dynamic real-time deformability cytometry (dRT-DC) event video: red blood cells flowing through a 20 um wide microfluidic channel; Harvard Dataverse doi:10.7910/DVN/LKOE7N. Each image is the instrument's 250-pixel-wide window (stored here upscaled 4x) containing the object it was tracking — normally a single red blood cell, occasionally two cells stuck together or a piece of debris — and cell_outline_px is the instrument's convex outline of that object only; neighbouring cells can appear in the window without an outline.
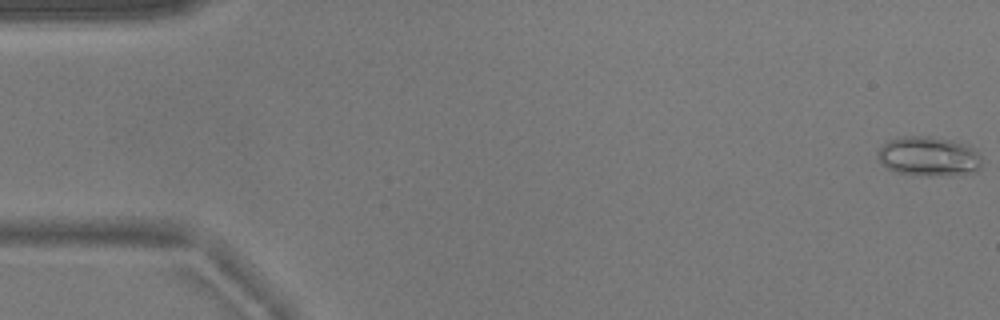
{"species": "common noctule bat (a hibernating species)", "species_latin": "Nyctalus noctula", "temperature_condition": "warm", "stored_images_in_passage": 53, "camera_frame_rate_fps": 3000, "um_per_image_px": 0.085, "animal": {"sex": "male", "body_mass_g": 17.9}, "frame": {"image": 1, "passage_image": 1, "time_ms": 0.0, "image_size_px": [1000, 320], "cell_outline_px": [[980, 168], [976, 172], [928, 176], [896, 172], [888, 168], [876, 156], [876, 152], [888, 140], [904, 136], [928, 136], [952, 140], [968, 144], [980, 156]], "centroid_in_image_um": [78.92, 13.28], "position_along_channel_um": 6.1, "area_um2": 23.81}}
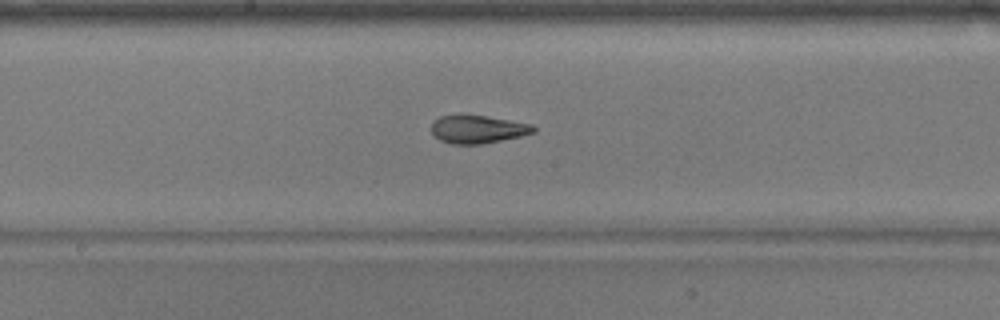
{"frame": {"image": 2, "passage_image": 28, "time_ms": 9.0, "image_size_px": [1000, 320], "cell_outline_px": [[536, 132], [520, 136], [480, 144], [452, 144], [440, 140], [432, 136], [432, 124], [440, 116], [460, 112], [532, 124], [536, 128]], "centroid_in_image_um": [40.56, 10.96], "position_along_channel_um": 207.6, "area_um2": 16.94}}
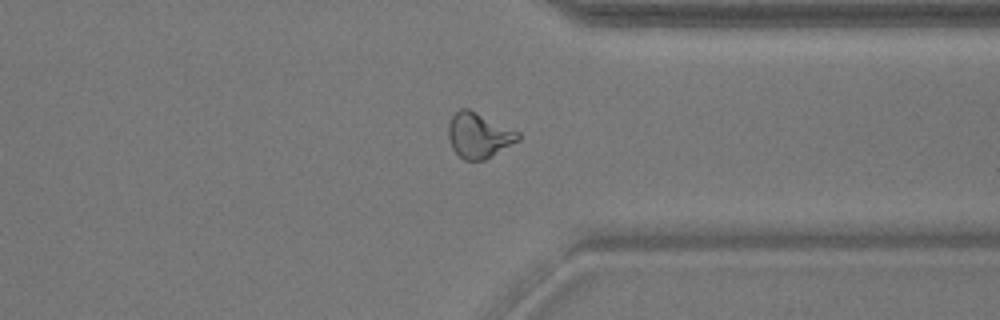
{"frame": {"image": 3, "passage_image": 41, "time_ms": 13.333, "image_size_px": [1000, 320], "cell_outline_px": [[520, 140], [484, 160], [464, 160], [452, 148], [448, 140], [448, 124], [452, 116], [460, 108], [468, 108], [520, 132]], "centroid_in_image_um": [40.69, 11.5], "position_along_channel_um": 370.7, "area_um2": 18.38}, "authors_computed_cell_mechanics": {"area_um2": 18.3226, "velocity_mm_per_s": 3.8215, "shape_relaxation_time_tau1_ms": null, "shape_relaxation_time_tau2_ms": 1.7591, "deformation_change_tau1": null, "deformation_change_tau2": 0.0914}}